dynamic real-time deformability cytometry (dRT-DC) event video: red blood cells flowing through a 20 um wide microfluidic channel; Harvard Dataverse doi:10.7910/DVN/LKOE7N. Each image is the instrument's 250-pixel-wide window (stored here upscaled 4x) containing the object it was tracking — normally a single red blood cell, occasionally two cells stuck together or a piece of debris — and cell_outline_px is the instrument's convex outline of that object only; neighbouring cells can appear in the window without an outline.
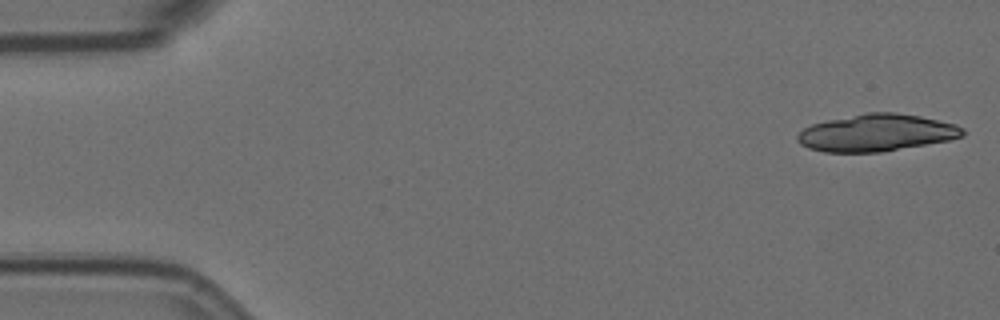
{"species": "Egyptian fruit bat (a non-hibernating species)", "species_latin": "Rousettus aegyptiacus", "temperature_condition": "room temperature", "stored_images_in_passage": 22, "camera_frame_rate_fps": 3000, "um_per_image_px": 0.085, "animal": {"sex": "female"}, "frame": {"image": 1, "passage_image": 1, "time_ms": 0.0, "image_size_px": [1000, 320], "cell_outline_px": [[964, 136], [948, 140], [880, 152], [824, 152], [808, 148], [800, 144], [796, 140], [796, 136], [804, 128], [812, 124], [828, 120], [868, 112], [896, 112], [920, 116], [956, 124], [964, 128]], "centroid_in_image_um": [74.49, 11.28], "position_along_channel_um": 10.5, "area_um2": 35.6}}